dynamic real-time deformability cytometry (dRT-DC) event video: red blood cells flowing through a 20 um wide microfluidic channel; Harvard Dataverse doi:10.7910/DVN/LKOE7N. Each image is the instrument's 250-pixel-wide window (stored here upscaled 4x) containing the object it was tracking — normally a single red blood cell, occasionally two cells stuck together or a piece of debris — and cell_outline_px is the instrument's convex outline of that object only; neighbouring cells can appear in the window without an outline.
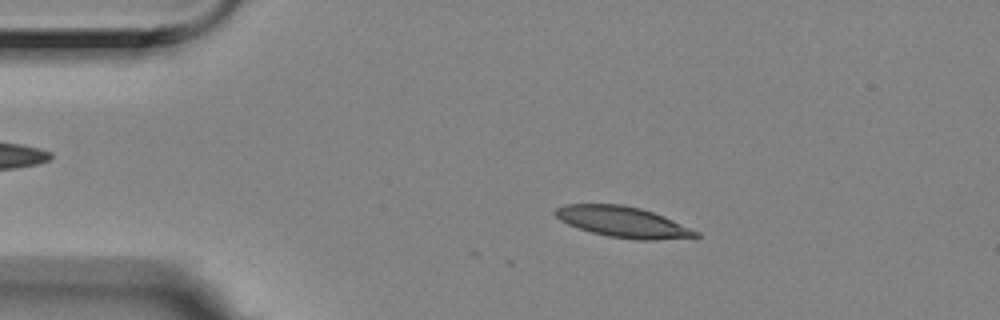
{"species": "Egyptian fruit bat (a non-hibernating species)", "species_latin": "Rousettus aegyptiacus", "temperature_condition": "room temperature", "stored_images_in_passage": 8, "camera_frame_rate_fps": 3000, "um_per_image_px": 0.085, "animal": {"sex": "female"}, "frame": {"image": 1, "passage_image": 2, "time_ms": 0.333, "image_size_px": [1000, 320], "cell_outline_px": [[700, 236], [652, 240], [636, 240], [608, 236], [592, 232], [568, 224], [560, 220], [552, 212], [556, 208], [564, 204], [620, 204], [640, 208], [664, 216], [700, 232]], "centroid_in_image_um": [52.93, 18.86], "position_along_channel_um": 32.1, "area_um2": 25.03}}
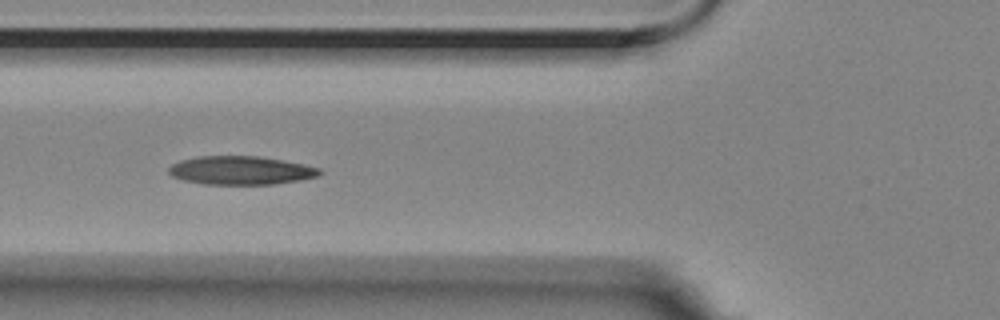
{"frame": {"image": 2, "passage_image": 5, "time_ms": 1.333, "image_size_px": [1000, 320], "cell_outline_px": [[324, 172], [320, 176], [300, 180], [276, 184], [204, 184], [184, 180], [172, 176], [168, 172], [168, 168], [172, 164], [180, 160], [200, 156], [260, 156], [284, 160], [304, 164], [320, 168]], "centroid_in_image_um": [20.51, 14.48], "position_along_channel_um": 105.3, "area_um2": 25.26}}
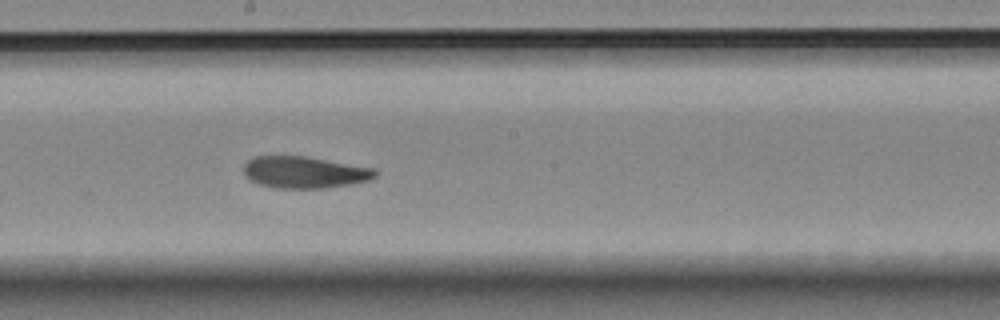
{"frame": {"image": 3, "passage_image": 8, "time_ms": 2.333, "image_size_px": [1000, 320], "cell_outline_px": [[376, 176], [368, 180], [348, 184], [324, 188], [276, 188], [256, 184], [248, 180], [244, 176], [244, 164], [248, 160], [256, 156], [304, 156], [376, 168]], "centroid_in_image_um": [25.83, 14.64], "position_along_channel_um": 222.4, "area_um2": 24.39}}